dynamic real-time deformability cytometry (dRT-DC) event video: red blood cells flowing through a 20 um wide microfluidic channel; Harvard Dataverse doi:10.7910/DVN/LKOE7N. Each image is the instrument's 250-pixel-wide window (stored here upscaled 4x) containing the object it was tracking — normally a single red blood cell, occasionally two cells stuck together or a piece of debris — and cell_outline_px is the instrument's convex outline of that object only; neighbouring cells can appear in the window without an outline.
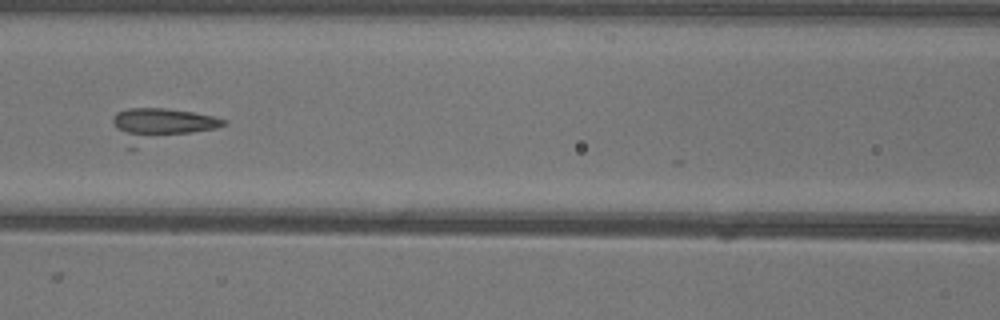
{"species": "common noctule bat (a hibernating species)", "species_latin": "Nyctalus noctula", "temperature_condition": "warm", "stored_images_in_passage": 41, "camera_frame_rate_fps": 3000, "um_per_image_px": 0.085, "animal": {"sex": "female"}, "frame": {"image": 1, "passage_image": 12, "time_ms": 3.667, "image_size_px": [1000, 320], "cell_outline_px": [[228, 124], [216, 128], [136, 148], [128, 148], [116, 128], [112, 120], [116, 112], [128, 108], [164, 108], [192, 112], [212, 116], [228, 120]], "centroid_in_image_um": [13.66, 10.62], "position_along_channel_um": 152.9, "area_um2": 21.44}}
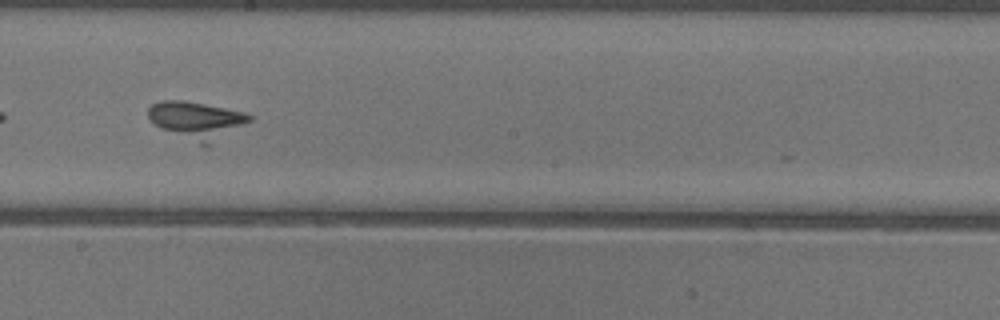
{"frame": {"image": 2, "passage_image": 18, "time_ms": 5.667, "image_size_px": [1000, 320], "cell_outline_px": [[252, 120], [208, 148], [160, 128], [152, 124], [148, 120], [148, 108], [152, 104], [160, 100], [184, 100], [244, 112], [252, 116]], "centroid_in_image_um": [16.71, 10.24], "position_along_channel_um": 231.5, "area_um2": 22.43}}
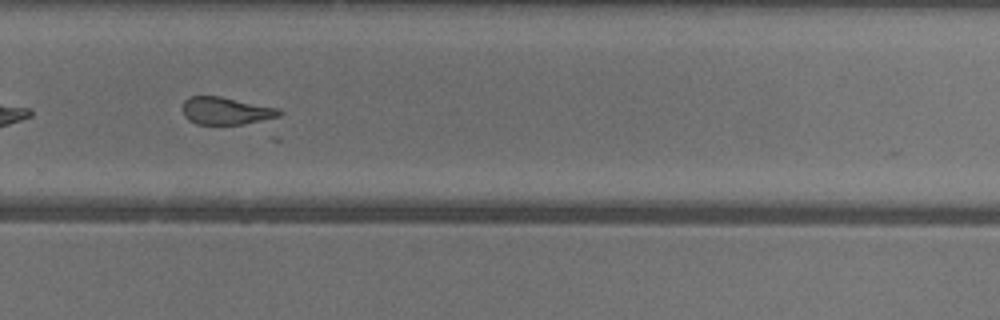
{"frame": {"image": 3, "passage_image": 24, "time_ms": 7.667, "image_size_px": [1000, 320], "cell_outline_px": [[284, 112], [280, 116], [272, 120], [244, 124], [196, 124], [188, 120], [184, 116], [184, 100], [188, 96], [220, 96], [280, 108]], "centroid_in_image_um": [19.29, 9.43], "position_along_channel_um": 310.5, "area_um2": 15.84}}